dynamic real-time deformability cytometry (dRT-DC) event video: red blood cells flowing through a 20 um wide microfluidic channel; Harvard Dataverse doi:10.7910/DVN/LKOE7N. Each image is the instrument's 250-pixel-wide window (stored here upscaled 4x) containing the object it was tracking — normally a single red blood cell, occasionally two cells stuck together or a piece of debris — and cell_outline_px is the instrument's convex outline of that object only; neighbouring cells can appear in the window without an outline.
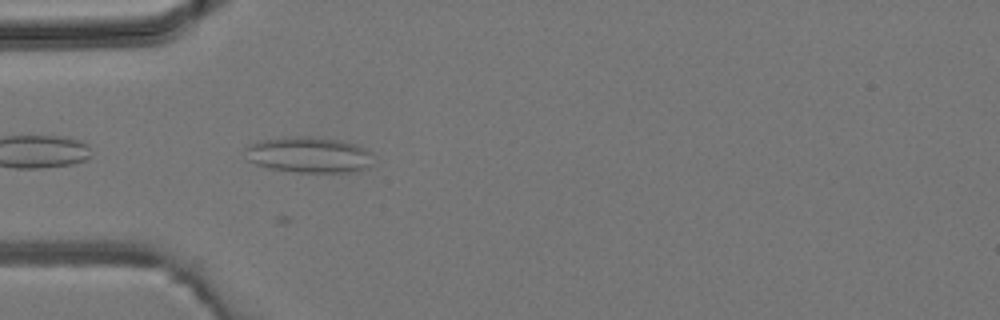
{"species": "common noctule bat (a hibernating species)", "species_latin": "Nyctalus noctula", "temperature_condition": "room temperature", "stored_images_in_passage": 6, "camera_frame_rate_fps": 3000, "um_per_image_px": 0.085, "animal": {"sex": "male", "body_mass_g": 19.2, "forearm_length_mm": 51.8}, "frame": {"image": 1, "passage_image": 2, "time_ms": 0.333, "image_size_px": [1000, 320], "cell_outline_px": [[372, 152], [368, 168], [348, 172], [296, 172], [268, 168], [256, 164], [248, 160], [244, 148], [248, 144], [264, 140], [300, 136], [308, 136], [340, 140], [364, 148]], "centroid_in_image_um": [26.22, 13.16], "position_along_channel_um": 58.8, "area_um2": 26.47}}